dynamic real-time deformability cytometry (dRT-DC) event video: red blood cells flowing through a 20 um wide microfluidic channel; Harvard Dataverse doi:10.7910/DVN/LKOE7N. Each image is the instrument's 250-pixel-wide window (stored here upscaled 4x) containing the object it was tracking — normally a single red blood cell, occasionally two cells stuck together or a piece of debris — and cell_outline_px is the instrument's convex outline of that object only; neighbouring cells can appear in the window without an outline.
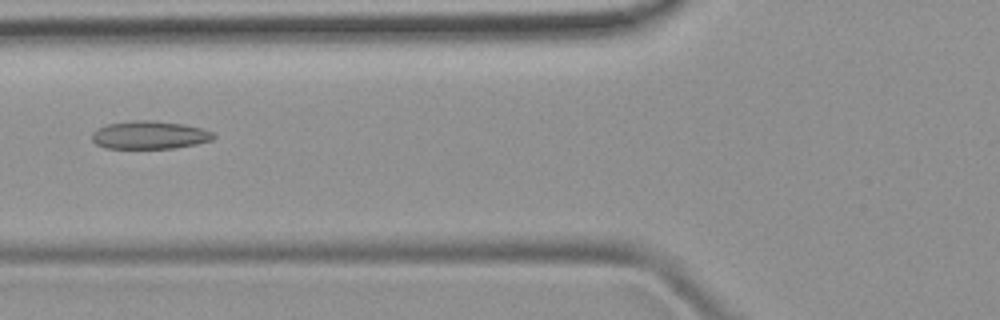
{"species": "common noctule bat (a hibernating species)", "species_latin": "Nyctalus noctula", "temperature_condition": "room temperature", "stored_images_in_passage": 46, "camera_frame_rate_fps": 3000, "um_per_image_px": 0.085, "animal": {"sex": "female", "body_mass_g": 19.9}, "frame": {"image": 1, "passage_image": 19, "time_ms": 6.0, "image_size_px": [1000, 320], "cell_outline_px": [[216, 136], [212, 140], [196, 144], [172, 148], [104, 148], [96, 144], [92, 140], [92, 132], [108, 124], [132, 120], [152, 120], [184, 124], [200, 128], [212, 132]], "centroid_in_image_um": [12.71, 11.47], "position_along_channel_um": 113.1, "area_um2": 19.77}}
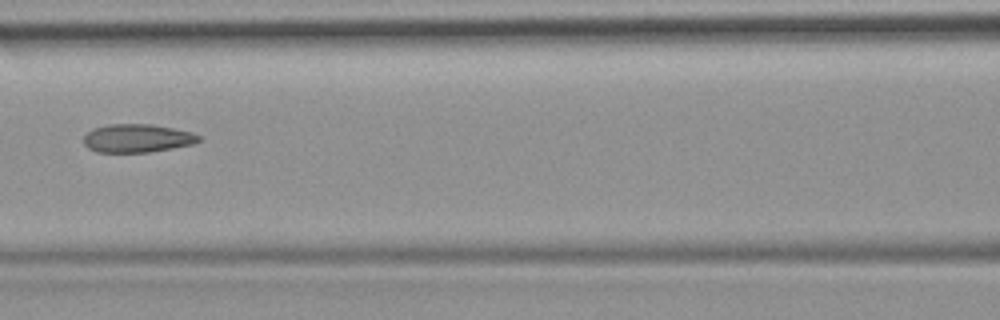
{"frame": {"image": 2, "passage_image": 22, "time_ms": 7.0, "image_size_px": [1000, 320], "cell_outline_px": [[200, 140], [192, 144], [172, 148], [148, 152], [96, 152], [88, 148], [84, 144], [84, 136], [92, 128], [108, 124], [152, 124], [192, 132], [200, 136]], "centroid_in_image_um": [11.63, 11.74], "position_along_channel_um": 155.0, "area_um2": 18.96}}
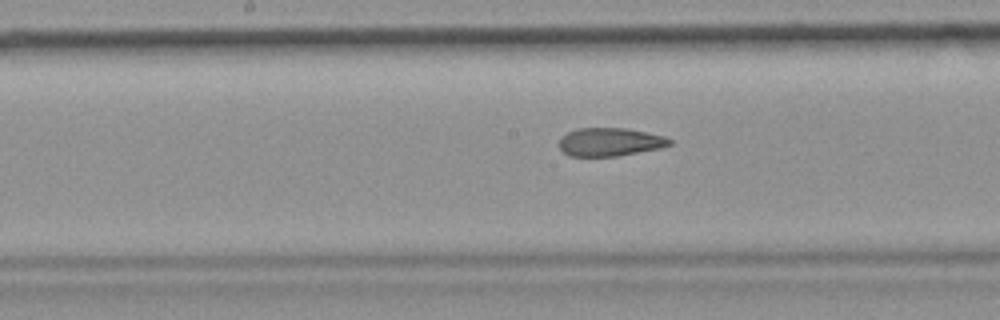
{"frame": {"image": 3, "passage_image": 25, "time_ms": 8.0, "image_size_px": [1000, 320], "cell_outline_px": [[672, 144], [660, 148], [616, 156], [568, 156], [560, 148], [560, 140], [568, 132], [576, 128], [628, 128], [664, 136], [672, 140]], "centroid_in_image_um": [51.86, 12.06], "position_along_channel_um": 196.3, "area_um2": 18.09}}